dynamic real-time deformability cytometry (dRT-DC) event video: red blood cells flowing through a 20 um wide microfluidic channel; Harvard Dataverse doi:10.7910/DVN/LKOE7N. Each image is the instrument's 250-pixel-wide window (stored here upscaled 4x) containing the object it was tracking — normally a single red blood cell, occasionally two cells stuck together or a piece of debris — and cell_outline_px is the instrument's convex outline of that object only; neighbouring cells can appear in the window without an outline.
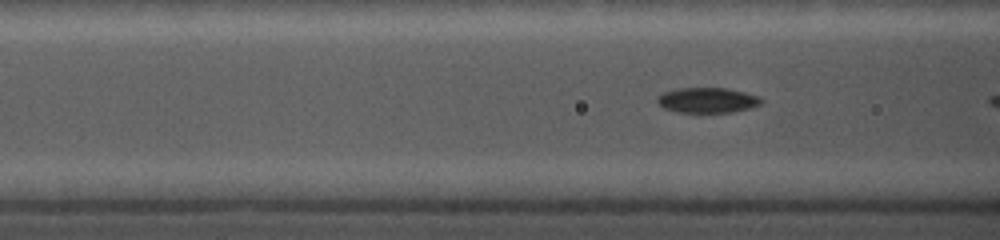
{"species": "common noctule bat (a hibernating species)", "species_latin": "Nyctalus noctula", "temperature_condition": "cold", "stored_images_in_passage": 7, "camera_frame_rate_fps": 5000, "um_per_image_px": 0.085, "animal": {"sex": "female", "body_mass_g": 19.0, "forearm_length_mm": 56.7}, "frame": {"image": 1, "passage_image": 5, "time_ms": 1.2, "image_size_px": [1000, 240], "cell_outline_px": [[764, 104], [732, 112], [676, 112], [664, 108], [656, 100], [664, 92], [680, 88], [724, 88], [744, 92], [760, 96], [764, 100]], "centroid_in_image_um": [60.19, 8.52], "position_along_channel_um": 106.4, "area_um2": 15.2}}